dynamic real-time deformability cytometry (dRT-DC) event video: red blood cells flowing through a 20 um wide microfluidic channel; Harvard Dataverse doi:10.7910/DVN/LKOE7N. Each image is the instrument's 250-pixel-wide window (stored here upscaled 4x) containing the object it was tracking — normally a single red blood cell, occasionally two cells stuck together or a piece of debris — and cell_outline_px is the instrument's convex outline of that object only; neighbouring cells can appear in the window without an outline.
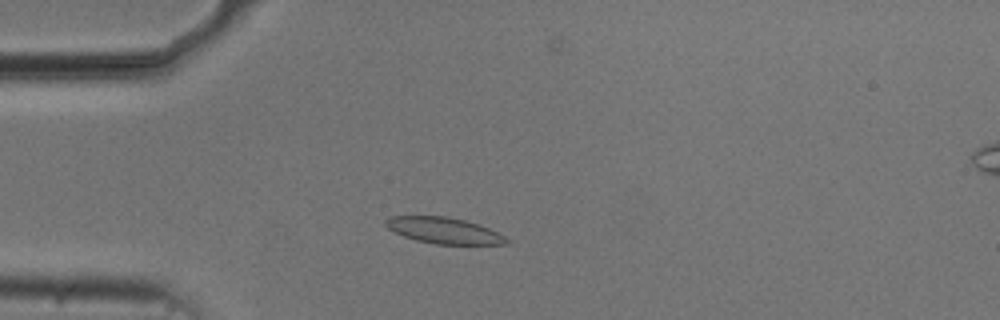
{"species": "common noctule bat (a hibernating species)", "species_latin": "Nyctalus noctula", "temperature_condition": "cold", "stored_images_in_passage": 49, "camera_frame_rate_fps": 3000, "um_per_image_px": 0.085, "animal": {"sex": "male", "body_mass_g": 20.5, "forearm_length_mm": 52.5}, "frame": {"image": 1, "passage_image": 9, "time_ms": 2.667, "image_size_px": [1000, 320], "cell_outline_px": [[512, 244], [436, 244], [416, 240], [404, 236], [388, 228], [384, 224], [384, 220], [388, 216], [444, 216], [464, 220], [480, 224], [512, 240]], "centroid_in_image_um": [37.75, 19.59], "position_along_channel_um": 47.2, "area_um2": 18.44}}
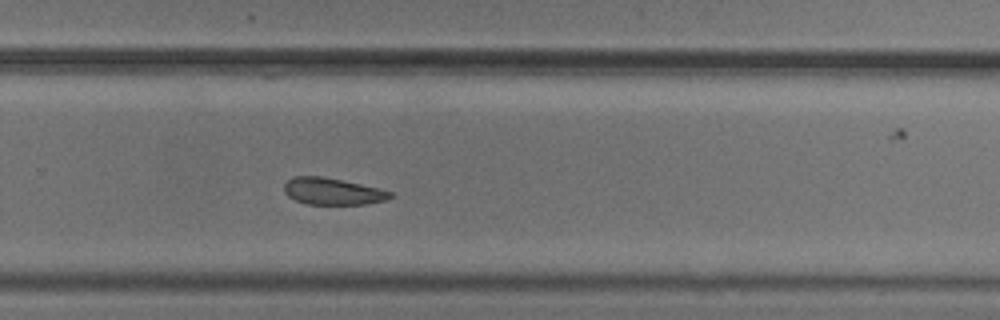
{"frame": {"image": 2, "passage_image": 31, "time_ms": 10.0, "image_size_px": [1000, 320], "cell_outline_px": [[392, 196], [388, 200], [364, 204], [308, 204], [296, 200], [288, 196], [284, 192], [284, 184], [292, 176], [320, 176], [380, 188], [392, 192]], "centroid_in_image_um": [28.27, 16.26], "position_along_channel_um": 301.5, "area_um2": 16.47}}
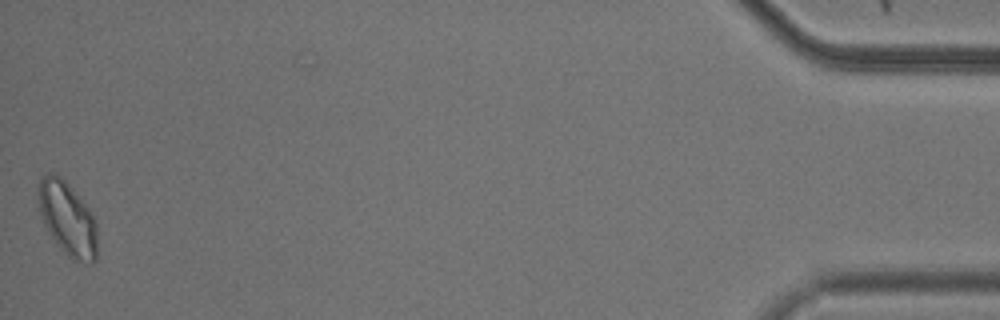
{"frame": {"image": 3, "passage_image": 49, "time_ms": 16.0, "image_size_px": [1000, 320], "cell_outline_px": [[96, 260], [92, 264], [88, 264], [72, 260], [60, 248], [48, 232], [44, 224], [40, 212], [36, 192], [36, 188], [40, 176], [44, 172], [56, 172], [72, 188], [92, 212], [96, 224]], "centroid_in_image_um": [5.7, 18.55], "position_along_channel_um": 429.5, "area_um2": 25.84}, "authors_computed_cell_mechanics": {"area_um2": 18.4382, "velocity_mm_per_s": 3.6832, "shape_relaxation_time_tau1_ms": 5.6948, "shape_relaxation_time_tau2_ms": null, "deformation_change_tau1": 0.0935, "deformation_change_tau2": null}}